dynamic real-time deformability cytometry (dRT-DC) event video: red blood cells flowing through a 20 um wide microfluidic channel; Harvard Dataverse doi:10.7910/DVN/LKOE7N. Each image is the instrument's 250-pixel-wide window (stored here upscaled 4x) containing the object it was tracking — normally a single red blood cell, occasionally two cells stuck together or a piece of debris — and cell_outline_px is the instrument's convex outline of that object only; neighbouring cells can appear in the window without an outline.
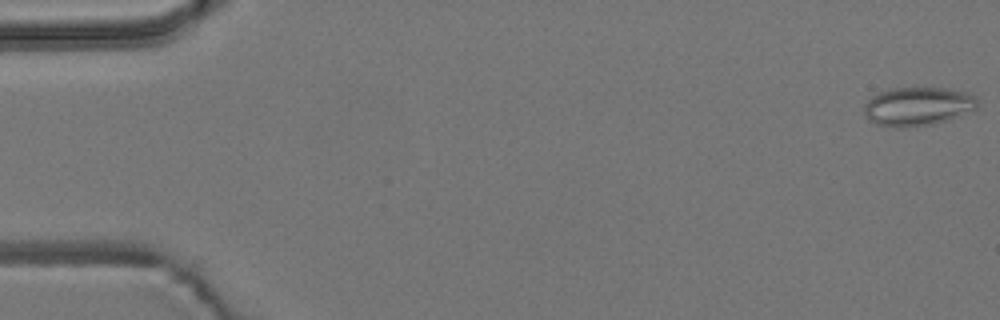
{"species": "common noctule bat (a hibernating species)", "species_latin": "Nyctalus noctula", "temperature_condition": "room temperature", "stored_images_in_passage": 4, "camera_frame_rate_fps": 3000, "um_per_image_px": 0.085, "animal": {"sex": "male", "body_mass_g": 19.2, "forearm_length_mm": 51.8}, "frame": {"image": 1, "passage_image": 1, "time_ms": 0.0, "image_size_px": [1000, 320], "cell_outline_px": [[976, 108], [960, 116], [948, 120], [932, 124], [900, 128], [896, 128], [876, 124], [868, 120], [864, 112], [864, 104], [872, 96], [880, 92], [892, 88], [948, 88], [968, 92], [976, 96]], "centroid_in_image_um": [78.0, 9.04], "position_along_channel_um": 7.0, "area_um2": 25.66}}